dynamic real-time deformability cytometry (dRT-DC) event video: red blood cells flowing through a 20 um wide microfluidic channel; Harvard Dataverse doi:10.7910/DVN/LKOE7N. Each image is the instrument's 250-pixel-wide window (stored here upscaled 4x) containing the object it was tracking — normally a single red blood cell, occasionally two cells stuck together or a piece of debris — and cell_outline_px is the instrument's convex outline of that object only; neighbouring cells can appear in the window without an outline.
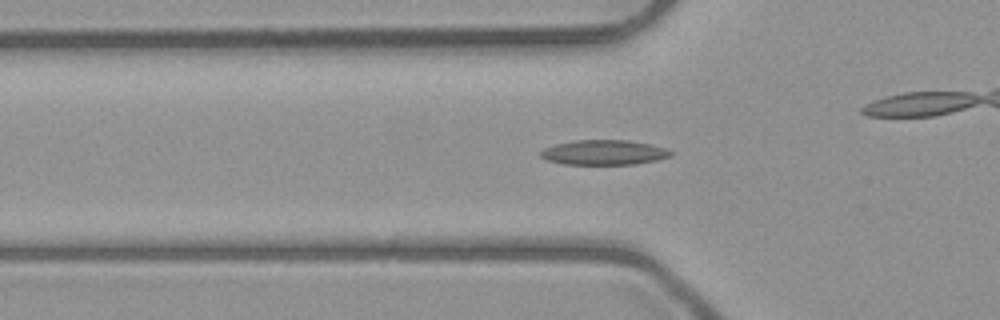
{"species": "common noctule bat (a hibernating species)", "species_latin": "Nyctalus noctula", "temperature_condition": "room temperature", "stored_images_in_passage": 52, "camera_frame_rate_fps": 3000, "um_per_image_px": 0.085, "animal": {"sex": "male", "body_mass_g": 23.1, "forearm_length_mm": 52.7}, "frame": {"image": 1, "passage_image": 17, "time_ms": 5.333, "image_size_px": [1000, 320], "cell_outline_px": [[672, 156], [656, 160], [636, 164], [564, 164], [548, 160], [540, 156], [540, 152], [544, 148], [556, 144], [572, 140], [628, 140], [652, 144], [668, 148], [672, 152]], "centroid_in_image_um": [51.37, 12.95], "position_along_channel_um": 74.4, "area_um2": 18.96}}
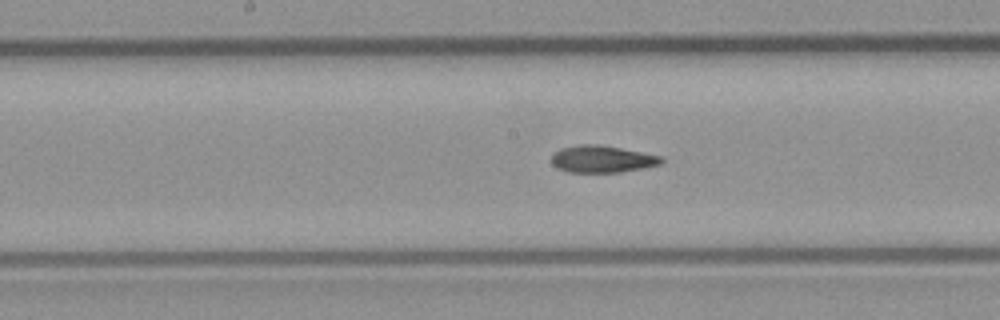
{"frame": {"image": 2, "passage_image": 26, "time_ms": 8.333, "image_size_px": [1000, 320], "cell_outline_px": [[664, 160], [660, 164], [644, 168], [620, 172], [568, 172], [556, 168], [552, 164], [552, 152], [560, 148], [580, 144], [600, 144], [664, 156]], "centroid_in_image_um": [51.17, 13.51], "position_along_channel_um": 197.0, "area_um2": 17.57}}
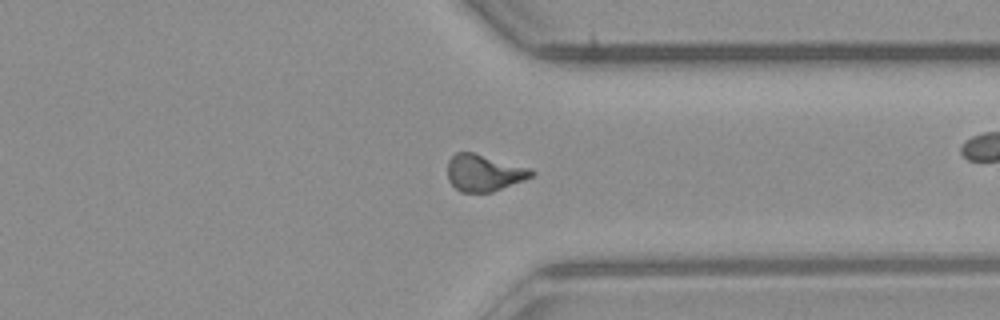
{"frame": {"image": 3, "passage_image": 39, "time_ms": 12.667, "image_size_px": [1000, 320], "cell_outline_px": [[536, 172], [532, 176], [524, 180], [492, 192], [460, 192], [448, 180], [448, 160], [456, 152], [472, 152], [528, 168]], "centroid_in_image_um": [41.11, 14.7], "position_along_channel_um": 370.3, "area_um2": 17.69}, "authors_computed_cell_mechanics": {"area_um2": 17.6001, "velocity_mm_per_s": 4.0339, "shape_relaxation_time_tau1_ms": null, "shape_relaxation_time_tau2_ms": 5.1343, "deformation_change_tau1": null, "deformation_change_tau2": 0.124}}